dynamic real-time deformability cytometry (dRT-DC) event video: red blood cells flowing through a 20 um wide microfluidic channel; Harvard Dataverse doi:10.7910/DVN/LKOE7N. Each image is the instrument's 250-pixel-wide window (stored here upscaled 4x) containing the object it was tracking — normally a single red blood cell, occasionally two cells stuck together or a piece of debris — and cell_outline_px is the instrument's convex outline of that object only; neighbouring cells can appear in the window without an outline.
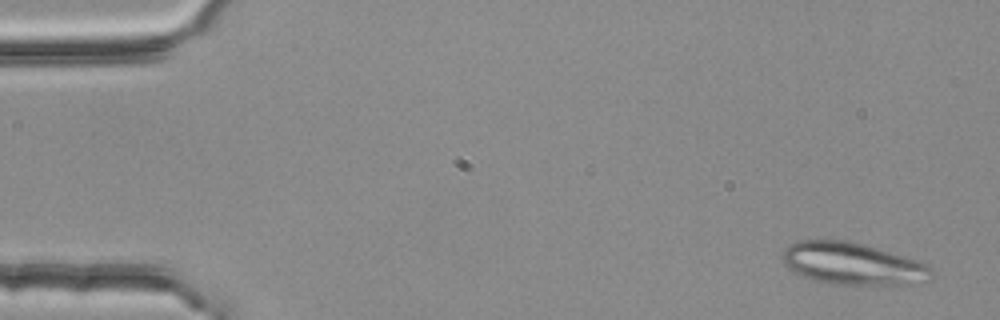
{"species": "common noctule bat (a hibernating species)", "species_latin": "Nyctalus noctula", "temperature_condition": "room temperature", "stored_images_in_passage": 3, "segment_of_instrument_passage": [2, 2], "camera_frame_rate_fps": 3000, "um_per_image_px": 0.085, "animal": {"sex": "female", "body_mass_g": 25.1}, "frame": {"image": 1, "passage_image": 3, "time_ms": 0.667, "image_size_px": [1000, 320], "cell_outline_px": [[932, 272], [924, 280], [912, 284], [832, 284], [812, 280], [792, 272], [784, 264], [784, 248], [796, 240], [852, 240], [916, 260], [928, 264], [932, 268]], "centroid_in_image_um": [72.41, 22.4], "position_along_channel_um": 12.6, "area_um2": 36.41}}